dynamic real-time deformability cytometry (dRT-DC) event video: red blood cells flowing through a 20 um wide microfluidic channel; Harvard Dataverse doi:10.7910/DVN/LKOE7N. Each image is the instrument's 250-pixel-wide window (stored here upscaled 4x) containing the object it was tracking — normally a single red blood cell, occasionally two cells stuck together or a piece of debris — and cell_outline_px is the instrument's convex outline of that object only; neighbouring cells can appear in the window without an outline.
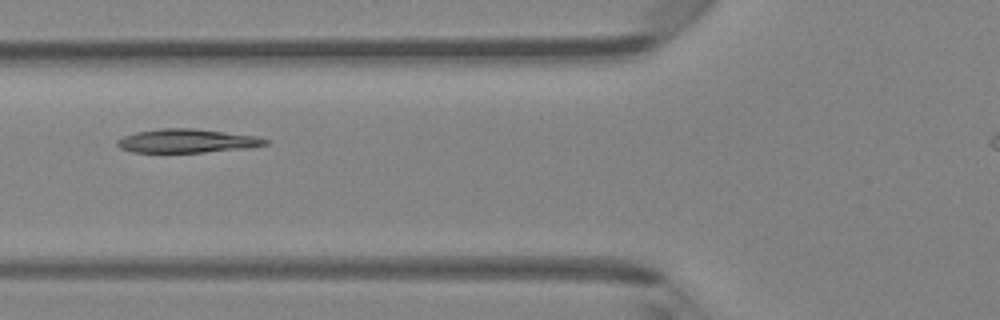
{"species": "Egyptian fruit bat (a non-hibernating species)", "species_latin": "Rousettus aegyptiacus", "temperature_condition": "room temperature", "stored_images_in_passage": 3, "camera_frame_rate_fps": 3000, "um_per_image_px": 0.085, "animal": {"sex": "female"}, "frame": {"image": 1, "passage_image": 3, "time_ms": 0.667, "image_size_px": [1000, 320], "cell_outline_px": [[268, 144], [248, 148], [204, 152], [132, 152], [120, 148], [116, 144], [116, 140], [124, 136], [136, 132], [160, 128], [192, 128], [256, 136], [268, 140]], "centroid_in_image_um": [15.87, 11.97], "position_along_channel_um": 109.9, "area_um2": 20.35}}